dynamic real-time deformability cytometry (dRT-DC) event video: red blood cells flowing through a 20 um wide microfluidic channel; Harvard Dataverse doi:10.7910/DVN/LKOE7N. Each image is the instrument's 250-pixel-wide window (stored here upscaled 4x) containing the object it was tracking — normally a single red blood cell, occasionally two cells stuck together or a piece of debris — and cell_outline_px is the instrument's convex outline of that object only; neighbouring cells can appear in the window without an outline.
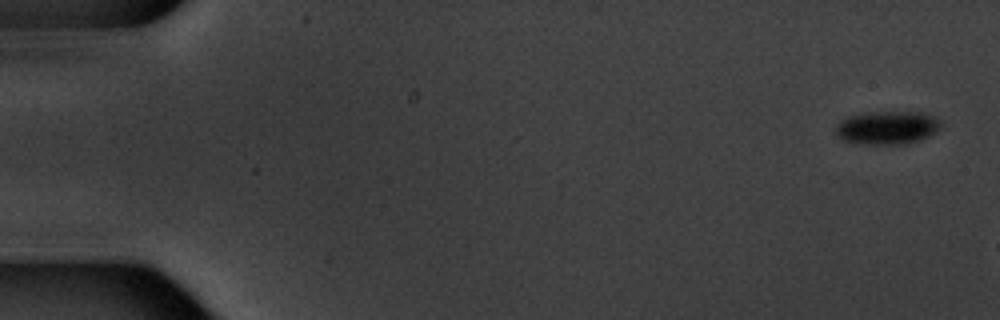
{"species": "common noctule bat (a hibernating species)", "species_latin": "Nyctalus noctula", "temperature_condition": "warm", "stored_images_in_passage": 3, "camera_frame_rate_fps": 3000, "um_per_image_px": 0.085, "animal": {"sex": "male", "body_mass_g": 20.1, "forearm_length_mm": 53.5}, "frame": {"image": 1, "passage_image": 1, "time_ms": 0.0, "image_size_px": [1000, 320], "cell_outline_px": [[940, 128], [936, 132], [920, 140], [900, 144], [864, 144], [844, 140], [836, 136], [836, 124], [840, 120], [848, 116], [868, 112], [912, 112], [932, 116], [940, 120]], "centroid_in_image_um": [75.37, 10.85], "position_along_channel_um": 9.6, "area_um2": 20.23}}